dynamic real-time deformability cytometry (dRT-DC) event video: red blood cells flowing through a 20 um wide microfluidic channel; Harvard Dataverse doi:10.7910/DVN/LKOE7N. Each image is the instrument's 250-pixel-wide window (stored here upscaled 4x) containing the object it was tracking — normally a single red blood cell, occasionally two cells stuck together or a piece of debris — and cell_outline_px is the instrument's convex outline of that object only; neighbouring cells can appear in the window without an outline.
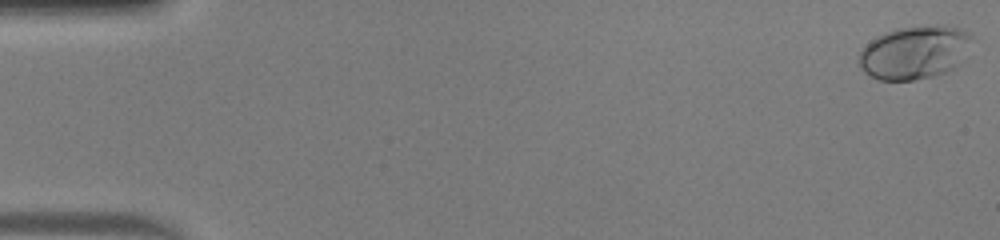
{"species": "human", "species_latin": "Homo sapiens", "temperature_condition": "warm", "stored_images_in_passage": 50, "camera_frame_rate_fps": 3000, "um_per_image_px": 0.085, "donor": {"sex": "male"}, "frame": {"image": 1, "passage_image": 1, "time_ms": 0.0, "image_size_px": [1000, 240], "cell_outline_px": [[972, 36], [956, 68], [932, 76], [912, 80], [876, 80], [864, 72], [860, 68], [860, 52], [876, 36], [884, 32], [896, 28], [936, 24], [948, 24], [964, 28], [972, 32]], "centroid_in_image_um": [77.74, 4.42], "position_along_channel_um": 7.3, "area_um2": 35.2}}
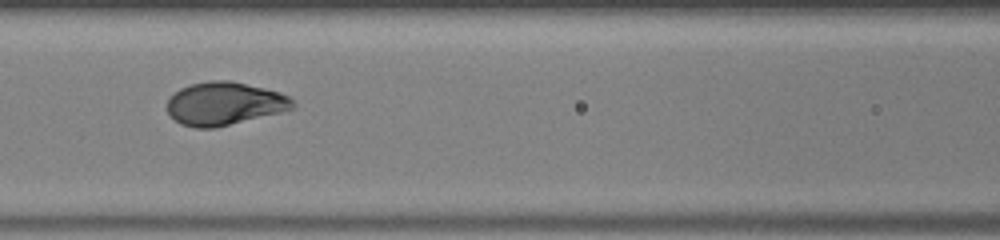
{"frame": {"image": 2, "passage_image": 23, "time_ms": 7.333, "image_size_px": [1000, 240], "cell_outline_px": [[296, 108], [216, 128], [196, 128], [180, 124], [168, 112], [168, 100], [180, 88], [192, 84], [208, 80], [228, 80], [264, 88], [280, 92], [288, 96], [296, 104]], "centroid_in_image_um": [19.1, 8.81], "position_along_channel_um": 147.5, "area_um2": 31.39}}
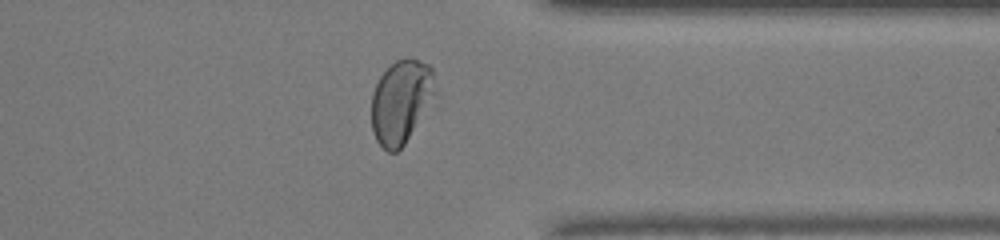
{"frame": {"image": 3, "passage_image": 40, "time_ms": 13.0, "image_size_px": [1000, 240], "cell_outline_px": [[440, 92], [432, 104], [404, 144], [396, 152], [388, 152], [376, 140], [372, 132], [372, 92], [380, 76], [396, 60], [408, 56], [428, 64], [432, 68]], "centroid_in_image_um": [34.16, 8.6], "position_along_channel_um": 377.2, "area_um2": 31.73}, "authors_computed_cell_mechanics": {"area_um2": 31.5588, "velocity_mm_per_s": 4.1435, "shape_relaxation_time_tau1_ms": 2.8988, "shape_relaxation_time_tau2_ms": null, "deformation_change_tau1": 0.1921, "deformation_change_tau2": null}}